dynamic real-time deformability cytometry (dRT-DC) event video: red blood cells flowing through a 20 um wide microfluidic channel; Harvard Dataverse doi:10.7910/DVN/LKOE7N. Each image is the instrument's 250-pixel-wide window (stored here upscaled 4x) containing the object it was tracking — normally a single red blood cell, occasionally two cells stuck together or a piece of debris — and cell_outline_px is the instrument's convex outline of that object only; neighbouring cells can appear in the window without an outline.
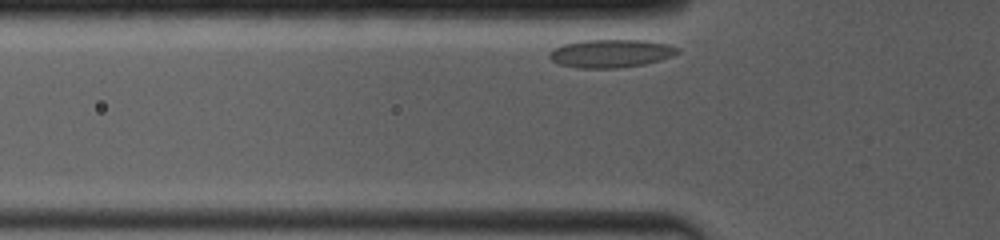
{"species": "common noctule bat (a hibernating species)", "species_latin": "Nyctalus noctula", "temperature_condition": "room temperature", "stored_images_in_passage": 25, "camera_frame_rate_fps": 4000, "um_per_image_px": 0.085, "animal": {"sex": "female", "body_mass_g": 19.0, "forearm_length_mm": 53.3}, "frame": {"image": 1, "passage_image": 2, "time_ms": 0.25, "image_size_px": [1000, 240], "cell_outline_px": [[680, 52], [672, 56], [660, 60], [644, 64], [616, 68], [576, 68], [560, 64], [552, 60], [548, 56], [548, 52], [564, 44], [580, 40], [648, 40], [668, 44], [680, 48]], "centroid_in_image_um": [51.94, 4.53], "position_along_channel_um": 73.9, "area_um2": 21.1}}
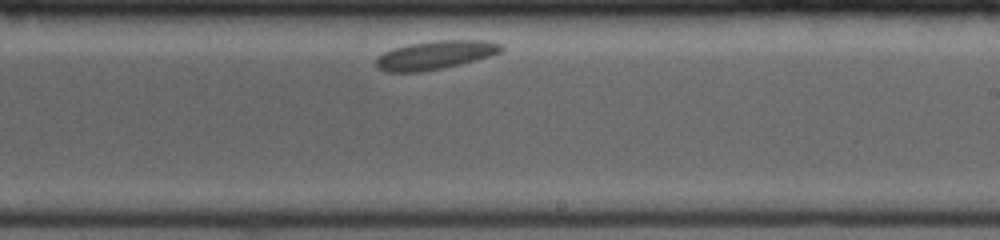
{"frame": {"image": 2, "passage_image": 15, "time_ms": 5.5, "image_size_px": [1000, 240], "cell_outline_px": [[504, 48], [500, 52], [492, 56], [460, 64], [420, 72], [384, 72], [376, 68], [376, 60], [384, 52], [392, 48], [408, 44], [436, 40], [484, 40], [504, 44]], "centroid_in_image_um": [37.01, 4.67], "position_along_channel_um": 252.0, "area_um2": 20.98}}
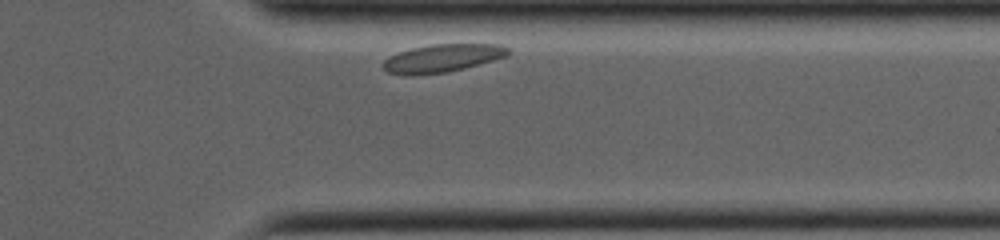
{"frame": {"image": 3, "passage_image": 24, "time_ms": 9.0, "image_size_px": [1000, 240], "cell_outline_px": [[512, 52], [508, 56], [464, 68], [448, 72], [412, 76], [408, 76], [388, 72], [384, 68], [384, 60], [388, 56], [412, 48], [432, 44], [500, 44], [508, 48]], "centroid_in_image_um": [37.62, 4.95], "position_along_channel_um": 373.8, "area_um2": 20.46}}